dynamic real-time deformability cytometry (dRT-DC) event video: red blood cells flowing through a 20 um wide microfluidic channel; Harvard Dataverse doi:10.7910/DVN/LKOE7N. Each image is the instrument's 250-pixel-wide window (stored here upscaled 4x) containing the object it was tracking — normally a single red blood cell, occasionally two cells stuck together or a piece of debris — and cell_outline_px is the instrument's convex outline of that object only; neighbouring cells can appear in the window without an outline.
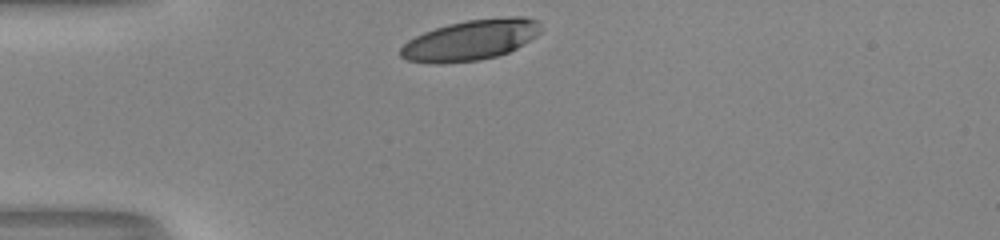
{"species": "human", "species_latin": "Homo sapiens", "temperature_condition": "room temperature", "stored_images_in_passage": 29, "camera_frame_rate_fps": 3000, "um_per_image_px": 0.085, "donor": {"sex": "male"}, "frame": {"image": 1, "passage_image": 1, "time_ms": 0.0, "image_size_px": [1000, 240], "cell_outline_px": [[540, 32], [536, 36], [516, 48], [508, 52], [496, 56], [480, 60], [440, 64], [436, 64], [408, 60], [400, 56], [400, 48], [408, 40], [424, 32], [448, 24], [468, 20], [512, 16], [524, 16], [540, 20]], "centroid_in_image_um": [40.02, 3.4], "position_along_channel_um": 45.0, "area_um2": 33.06}}
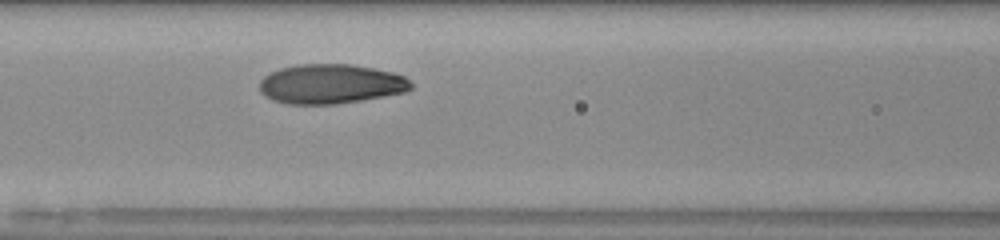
{"frame": {"image": 2, "passage_image": 10, "time_ms": 3.0, "image_size_px": [1000, 240], "cell_outline_px": [[412, 88], [404, 92], [360, 100], [336, 104], [288, 104], [272, 100], [260, 92], [260, 80], [264, 76], [280, 68], [296, 64], [348, 64], [372, 68], [392, 72], [404, 76], [412, 84]], "centroid_in_image_um": [28.08, 7.13], "position_along_channel_um": 138.5, "area_um2": 34.74}}
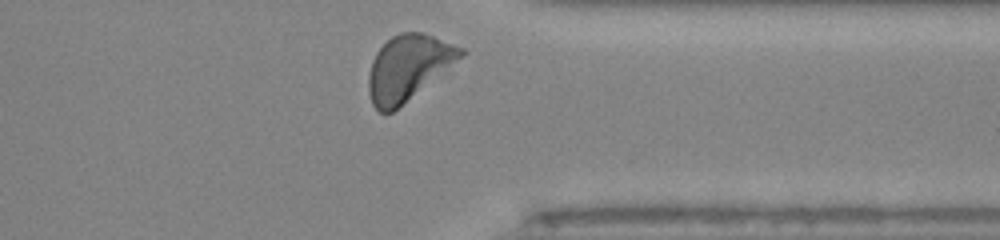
{"frame": {"image": 3, "passage_image": 28, "time_ms": 9.0, "image_size_px": [1000, 240], "cell_outline_px": [[468, 52], [392, 112], [380, 112], [372, 104], [368, 92], [368, 76], [372, 60], [376, 52], [392, 36], [400, 32], [420, 32], [432, 36], [464, 48]], "centroid_in_image_um": [34.67, 5.73], "position_along_channel_um": 376.7, "area_um2": 34.45}, "authors_computed_cell_mechanics": {"area_um2": 34.4488, "velocity_mm_per_s": 4.0266, "shape_relaxation_time_tau1_ms": 2.5782, "shape_relaxation_time_tau2_ms": null, "deformation_change_tau1": 0.1653, "deformation_change_tau2": null}}